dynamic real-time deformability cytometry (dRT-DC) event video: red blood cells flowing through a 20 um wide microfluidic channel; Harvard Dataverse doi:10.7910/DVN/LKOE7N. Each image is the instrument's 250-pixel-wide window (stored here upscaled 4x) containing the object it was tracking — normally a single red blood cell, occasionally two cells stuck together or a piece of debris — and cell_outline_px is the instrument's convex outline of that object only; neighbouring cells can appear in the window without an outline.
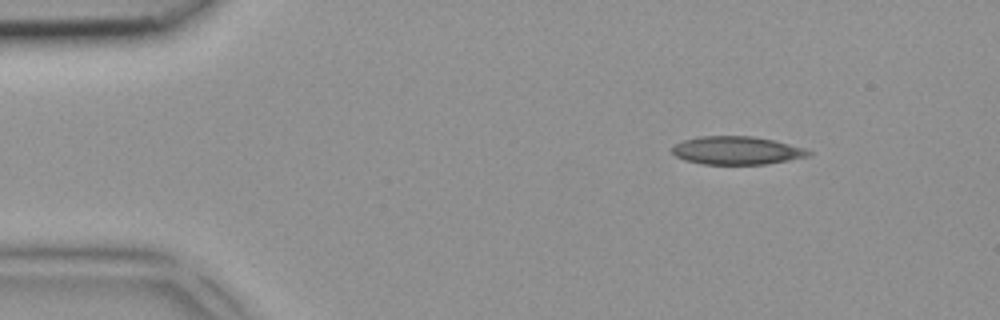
{"species": "common noctule bat (a hibernating species)", "species_latin": "Nyctalus noctula", "temperature_condition": "room temperature", "stored_images_in_passage": 3, "camera_frame_rate_fps": 3000, "um_per_image_px": 0.085, "animal": {"sex": "female", "body_mass_g": 18.4}, "frame": {"image": 1, "passage_image": 1, "time_ms": 0.0, "image_size_px": [1000, 320], "cell_outline_px": [[812, 152], [808, 156], [788, 160], [764, 164], [700, 164], [684, 160], [676, 156], [672, 152], [672, 148], [676, 144], [684, 140], [700, 136], [752, 136], [772, 140], [804, 148]], "centroid_in_image_um": [62.59, 12.79], "position_along_channel_um": 22.4, "area_um2": 22.14}}